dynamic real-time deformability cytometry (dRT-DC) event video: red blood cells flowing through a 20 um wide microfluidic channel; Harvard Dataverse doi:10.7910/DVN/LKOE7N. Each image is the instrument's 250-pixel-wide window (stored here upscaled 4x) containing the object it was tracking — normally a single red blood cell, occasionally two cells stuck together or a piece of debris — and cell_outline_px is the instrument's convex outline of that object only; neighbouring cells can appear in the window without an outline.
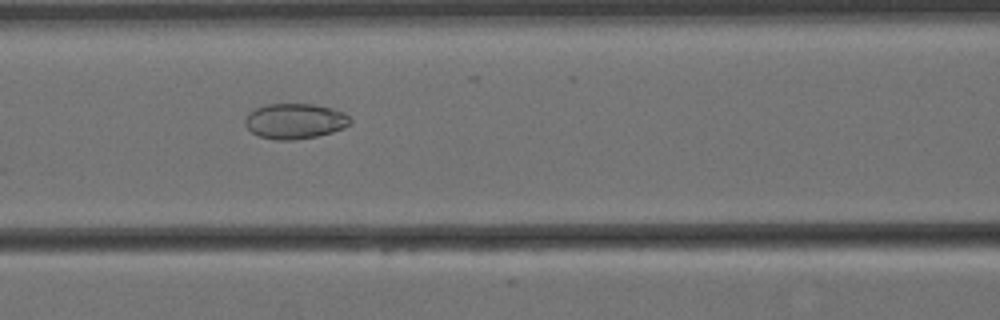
{"species": "Egyptian fruit bat (a non-hibernating species)", "species_latin": "Rousettus aegyptiacus", "temperature_condition": "cold", "stored_images_in_passage": 5, "camera_frame_rate_fps": 3000, "um_per_image_px": 0.085, "animal": {"sex": "female"}, "frame": {"image": 1, "passage_image": 5, "time_ms": 1.333, "image_size_px": [1000, 320], "cell_outline_px": [[352, 120], [344, 128], [332, 132], [316, 136], [296, 140], [276, 140], [256, 136], [244, 124], [244, 120], [248, 112], [264, 104], [312, 104], [332, 108], [344, 112]], "centroid_in_image_um": [25.03, 10.3], "position_along_channel_um": 141.6, "area_um2": 21.85}}